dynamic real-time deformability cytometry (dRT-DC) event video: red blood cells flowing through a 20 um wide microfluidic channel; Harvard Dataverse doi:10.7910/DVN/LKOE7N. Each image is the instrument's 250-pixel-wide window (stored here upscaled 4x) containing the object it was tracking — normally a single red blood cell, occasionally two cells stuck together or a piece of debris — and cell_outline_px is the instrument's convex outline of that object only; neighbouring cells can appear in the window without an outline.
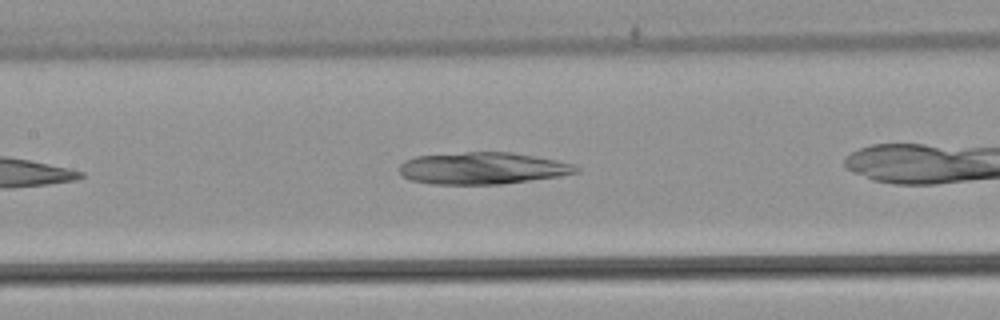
{"species": "common noctule bat (a hibernating species)", "species_latin": "Nyctalus noctula", "temperature_condition": "warm", "stored_images_in_passage": 18, "camera_frame_rate_fps": 3000, "um_per_image_px": 0.085, "animal": {"sex": "male", "body_mass_g": 21.5, "forearm_length_mm": 52.0}, "frame": {"image": 1, "passage_image": 8, "time_ms": 2.333, "image_size_px": [1000, 320], "cell_outline_px": [[580, 172], [556, 176], [500, 184], [432, 184], [412, 180], [404, 176], [400, 172], [400, 164], [404, 160], [416, 156], [464, 152], [512, 152], [536, 156], [556, 160], [572, 164], [580, 168]], "centroid_in_image_um": [41.0, 14.29], "position_along_channel_um": 166.4, "area_um2": 32.66}}
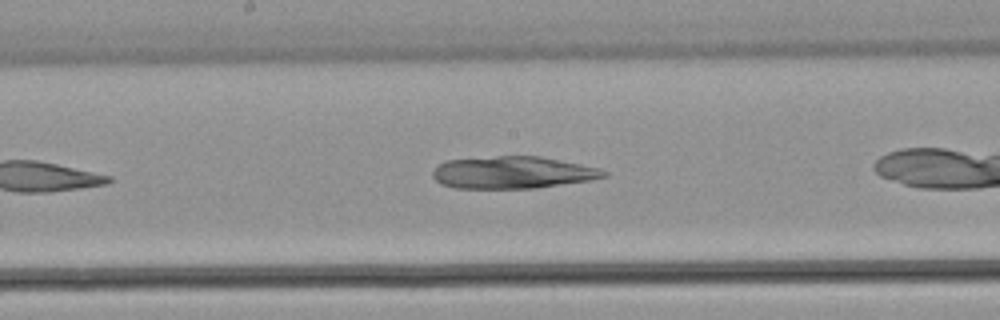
{"frame": {"image": 2, "passage_image": 11, "time_ms": 3.333, "image_size_px": [1000, 320], "cell_outline_px": [[608, 176], [592, 180], [536, 188], [456, 188], [440, 184], [432, 176], [432, 172], [440, 164], [448, 160], [496, 156], [540, 156], [600, 168], [608, 172]], "centroid_in_image_um": [43.61, 14.66], "position_along_channel_um": 204.6, "area_um2": 32.08}}